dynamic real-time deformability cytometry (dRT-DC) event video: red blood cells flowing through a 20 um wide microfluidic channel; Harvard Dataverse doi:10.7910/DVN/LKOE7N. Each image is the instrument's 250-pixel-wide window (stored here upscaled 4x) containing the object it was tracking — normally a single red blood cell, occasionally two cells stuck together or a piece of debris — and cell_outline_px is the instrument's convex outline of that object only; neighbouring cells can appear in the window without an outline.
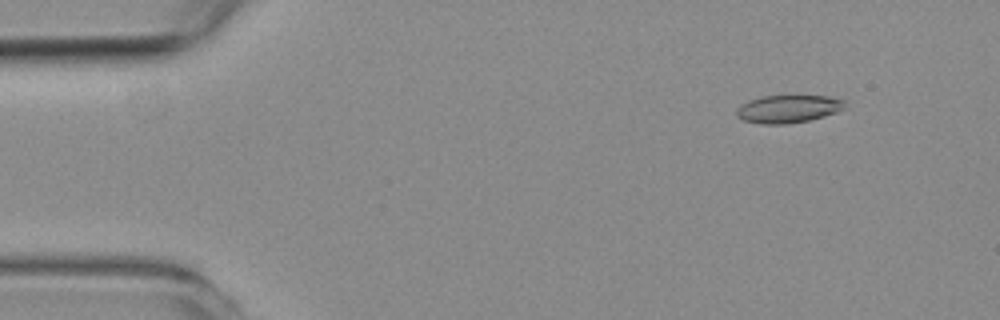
{"species": "common noctule bat (a hibernating species)", "species_latin": "Nyctalus noctula", "temperature_condition": "room temperature", "stored_images_in_passage": 53, "camera_frame_rate_fps": 3000, "um_per_image_px": 0.085, "animal": {"sex": "female", "body_mass_g": 19.3, "forearm_length_mm": 54.1}, "frame": {"image": 1, "passage_image": 4, "time_ms": 1.0, "image_size_px": [1000, 320], "cell_outline_px": [[844, 108], [836, 112], [824, 116], [808, 120], [784, 124], [760, 124], [744, 120], [736, 116], [736, 108], [740, 104], [748, 100], [760, 96], [828, 96], [844, 100]], "centroid_in_image_um": [66.93, 9.25], "position_along_channel_um": 18.1, "area_um2": 17.51}}
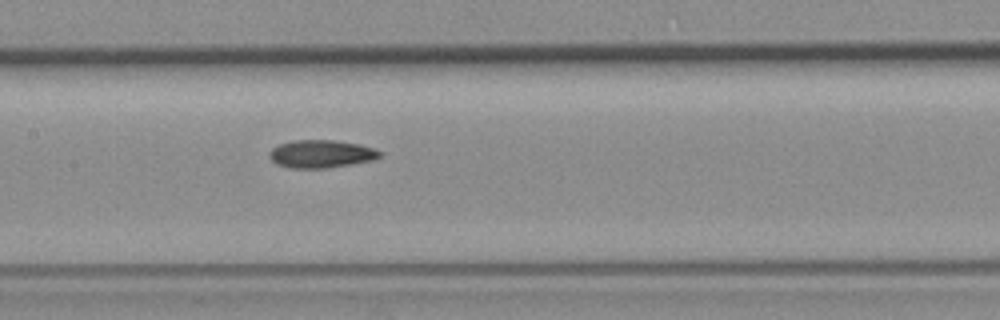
{"frame": {"image": 2, "passage_image": 25, "time_ms": 8.0, "image_size_px": [1000, 320], "cell_outline_px": [[384, 156], [372, 160], [352, 164], [328, 168], [288, 168], [276, 164], [268, 156], [268, 152], [272, 148], [280, 144], [292, 140], [332, 140], [360, 144], [376, 148]], "centroid_in_image_um": [27.3, 13.08], "position_along_channel_um": 180.1, "area_um2": 18.15}}
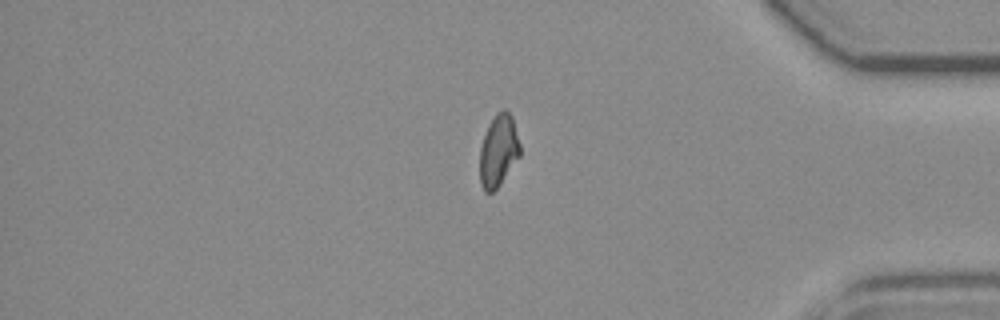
{"frame": {"image": 3, "passage_image": 45, "time_ms": 14.667, "image_size_px": [1000, 320], "cell_outline_px": [[520, 156], [496, 188], [492, 192], [484, 192], [480, 184], [480, 148], [488, 124], [496, 112], [504, 108], [512, 116], [520, 144]], "centroid_in_image_um": [42.36, 12.78], "position_along_channel_um": 392.8, "area_um2": 16.82}}